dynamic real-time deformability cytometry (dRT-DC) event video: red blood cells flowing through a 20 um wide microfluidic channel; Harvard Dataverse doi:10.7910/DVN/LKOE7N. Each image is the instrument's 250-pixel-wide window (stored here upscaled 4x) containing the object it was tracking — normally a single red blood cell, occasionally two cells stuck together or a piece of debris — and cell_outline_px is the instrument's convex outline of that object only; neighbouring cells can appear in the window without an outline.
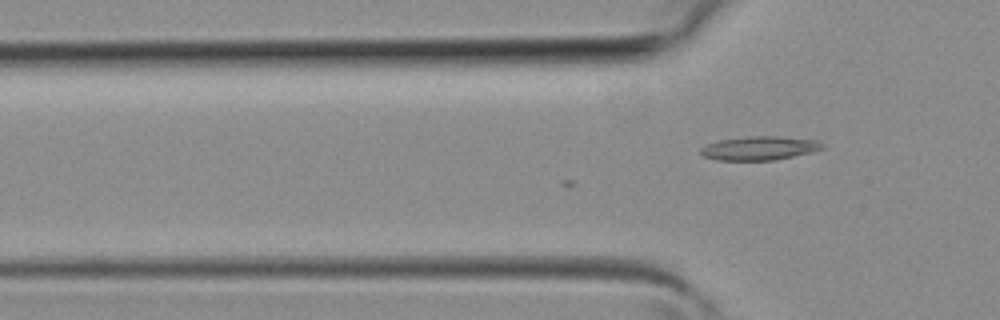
{"species": "common noctule bat (a hibernating species)", "species_latin": "Nyctalus noctula", "temperature_condition": "room temperature", "stored_images_in_passage": 3, "camera_frame_rate_fps": 3000, "um_per_image_px": 0.085, "animal": {"sex": "female", "body_mass_g": 19.3, "forearm_length_mm": 54.1}, "frame": {"image": 1, "passage_image": 3, "time_ms": 0.667, "image_size_px": [1000, 320], "cell_outline_px": [[824, 148], [776, 160], [716, 160], [704, 156], [700, 152], [700, 148], [708, 144], [720, 140], [748, 136], [776, 136], [816, 140], [824, 144]], "centroid_in_image_um": [64.53, 12.59], "position_along_channel_um": 61.3, "area_um2": 16.65}}